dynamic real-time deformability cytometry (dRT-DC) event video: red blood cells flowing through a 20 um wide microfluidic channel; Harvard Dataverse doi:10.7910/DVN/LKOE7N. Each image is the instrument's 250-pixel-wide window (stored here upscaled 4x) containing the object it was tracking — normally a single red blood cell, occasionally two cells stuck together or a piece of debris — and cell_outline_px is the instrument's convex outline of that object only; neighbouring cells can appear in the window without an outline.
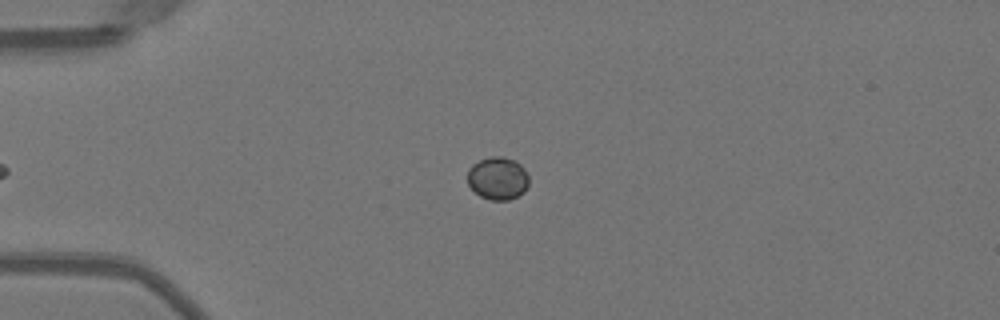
{"species": "Egyptian fruit bat (a non-hibernating species)", "species_latin": "Rousettus aegyptiacus", "temperature_condition": "warm", "stored_images_in_passage": 37, "camera_frame_rate_fps": 3000, "um_per_image_px": 0.085, "animal": {"sex": "female"}, "frame": {"image": 1, "passage_image": 3, "time_ms": 0.667, "image_size_px": [1000, 320], "cell_outline_px": [[528, 184], [524, 192], [508, 200], [492, 200], [480, 196], [468, 184], [468, 168], [472, 164], [480, 160], [492, 156], [500, 156], [512, 160], [520, 164], [524, 168], [528, 176]], "centroid_in_image_um": [42.3, 15.15], "position_along_channel_um": 42.7, "area_um2": 15.14}}
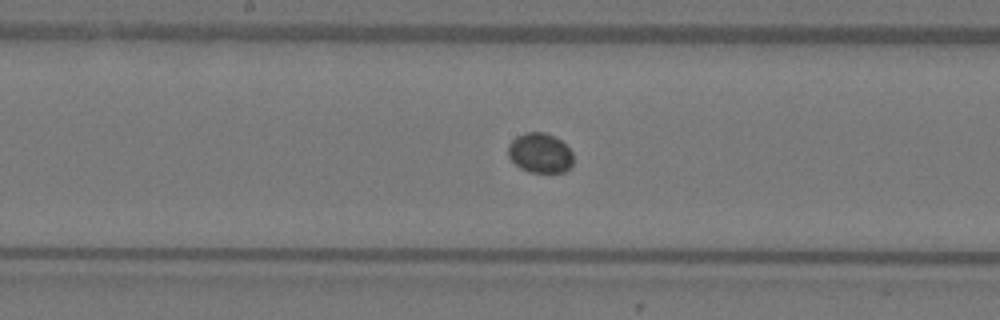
{"frame": {"image": 2, "passage_image": 17, "time_ms": 5.333, "image_size_px": [1000, 320], "cell_outline_px": [[572, 168], [564, 172], [528, 172], [520, 168], [508, 156], [508, 144], [516, 136], [524, 132], [544, 132], [556, 136], [572, 152]], "centroid_in_image_um": [45.9, 13.0], "position_along_channel_um": 202.3, "area_um2": 15.26}}
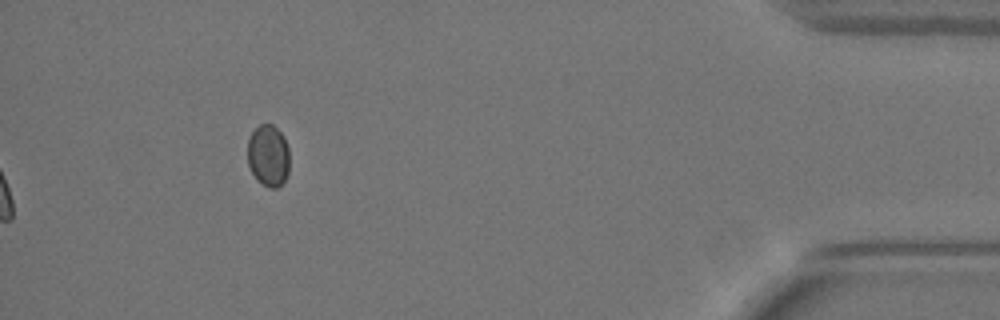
{"frame": {"image": 3, "passage_image": 37, "time_ms": 12.0, "image_size_px": [1000, 320], "cell_outline_px": [[288, 172], [284, 180], [276, 188], [268, 188], [256, 180], [248, 164], [248, 140], [252, 132], [260, 124], [272, 124], [284, 136], [288, 148]], "centroid_in_image_um": [22.79, 13.23], "position_along_channel_um": 412.4, "area_um2": 15.03}}